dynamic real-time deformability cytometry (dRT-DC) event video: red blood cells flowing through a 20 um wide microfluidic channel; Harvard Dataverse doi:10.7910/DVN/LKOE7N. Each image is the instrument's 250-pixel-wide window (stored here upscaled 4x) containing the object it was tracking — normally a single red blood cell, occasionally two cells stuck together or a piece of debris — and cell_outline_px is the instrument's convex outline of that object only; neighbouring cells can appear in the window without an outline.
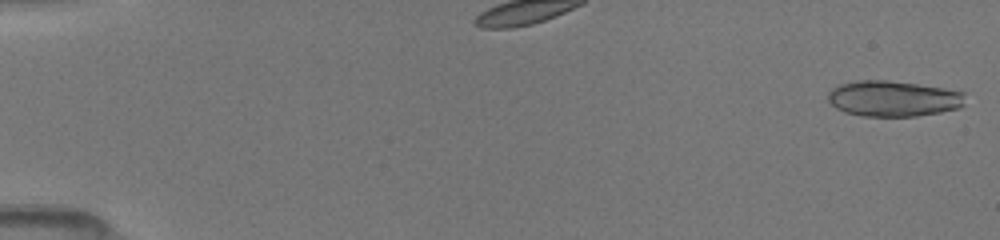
{"species": "common noctule bat (a hibernating species)", "species_latin": "Nyctalus noctula", "temperature_condition": "room temperature", "stored_images_in_passage": 39, "camera_frame_rate_fps": 3000, "um_per_image_px": 0.085, "animal": {"sex": "female", "body_mass_g": 19.5, "forearm_length_mm": 54.1}, "frame": {"image": 1, "passage_image": 1, "time_ms": 0.0, "image_size_px": [1000, 240], "cell_outline_px": [[964, 104], [960, 108], [940, 112], [916, 116], [860, 116], [844, 112], [836, 108], [828, 100], [828, 92], [832, 88], [840, 84], [856, 80], [888, 80], [916, 84], [964, 92]], "centroid_in_image_um": [75.89, 8.38], "position_along_channel_um": 9.1, "area_um2": 28.55}}
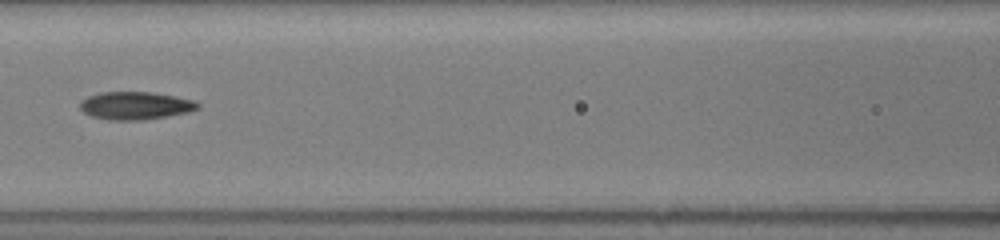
{"frame": {"image": 2, "passage_image": 18, "time_ms": 7.667, "image_size_px": [1000, 240], "cell_outline_px": [[200, 108], [188, 112], [144, 120], [108, 120], [92, 116], [84, 112], [80, 108], [80, 104], [88, 96], [100, 92], [152, 92], [176, 96], [196, 100], [200, 104]], "centroid_in_image_um": [11.56, 8.97], "position_along_channel_um": 155.0, "area_um2": 19.13}}
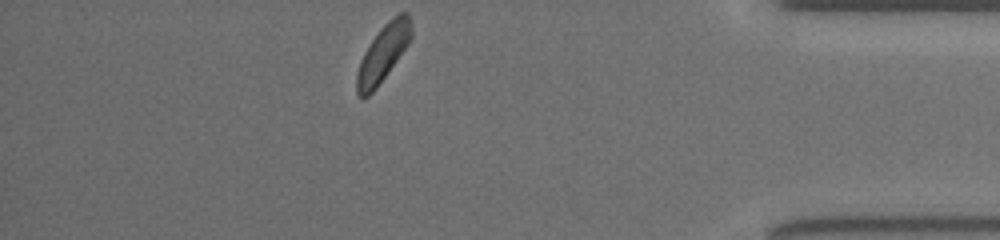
{"frame": {"image": 3, "passage_image": 39, "time_ms": 17.0, "image_size_px": [1000, 240], "cell_outline_px": [[412, 36], [408, 44], [376, 88], [368, 96], [360, 96], [356, 92], [356, 76], [360, 60], [364, 52], [380, 28], [388, 20], [400, 12], [408, 12], [412, 20]], "centroid_in_image_um": [32.58, 4.48], "position_along_channel_um": 402.6, "area_um2": 17.86}}